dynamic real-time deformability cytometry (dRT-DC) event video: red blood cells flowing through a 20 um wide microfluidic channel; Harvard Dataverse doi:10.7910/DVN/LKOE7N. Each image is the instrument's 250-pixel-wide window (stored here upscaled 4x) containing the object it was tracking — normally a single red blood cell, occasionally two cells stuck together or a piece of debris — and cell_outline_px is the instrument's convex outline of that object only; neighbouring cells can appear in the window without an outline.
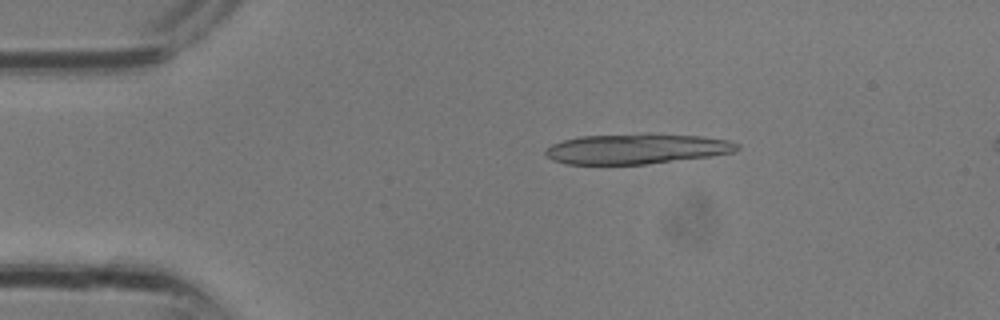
{"species": "common noctule bat (a hibernating species)", "species_latin": "Nyctalus noctula", "temperature_condition": "room temperature", "stored_images_in_passage": 29, "segment_of_instrument_passage": [1, 3], "camera_frame_rate_fps": 3000, "um_per_image_px": 0.085, "animal": {"sex": "male", "body_mass_g": 13.3}, "frame": {"image": 1, "passage_image": 3, "time_ms": 0.667, "image_size_px": [1000, 320], "cell_outline_px": [[740, 148], [736, 152], [712, 156], [648, 164], [564, 164], [552, 160], [544, 152], [552, 144], [564, 140], [580, 136], [640, 132], [648, 132], [704, 136], [728, 140], [740, 144]], "centroid_in_image_um": [54.17, 12.62], "position_along_channel_um": 30.8, "area_um2": 34.62}}